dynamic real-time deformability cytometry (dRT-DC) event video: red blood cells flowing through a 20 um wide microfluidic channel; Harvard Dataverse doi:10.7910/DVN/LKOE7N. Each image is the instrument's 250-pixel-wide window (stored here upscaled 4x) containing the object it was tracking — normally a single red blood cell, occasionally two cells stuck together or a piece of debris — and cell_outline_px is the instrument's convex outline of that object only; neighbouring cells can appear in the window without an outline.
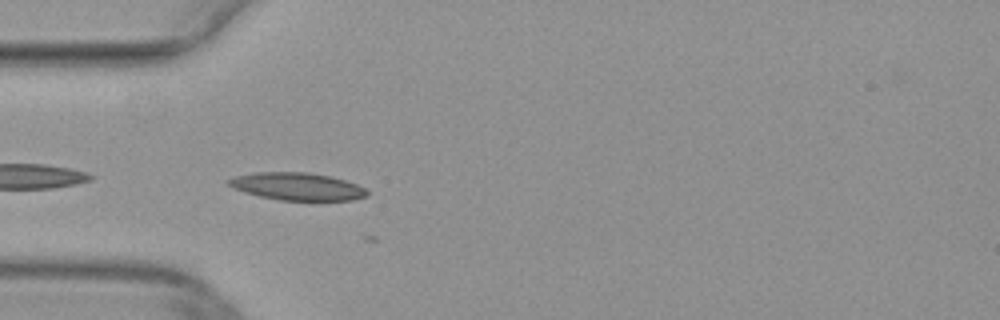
{"species": "common noctule bat (a hibernating species)", "species_latin": "Nyctalus noctula", "temperature_condition": "warm", "stored_images_in_passage": 9, "camera_frame_rate_fps": 3000, "um_per_image_px": 0.085, "animal": {"sex": "female", "body_mass_g": 29.2, "forearm_length_mm": 56.3}, "frame": {"image": 1, "passage_image": 1, "time_ms": 0.0, "image_size_px": [1000, 320], "cell_outline_px": [[368, 196], [352, 200], [280, 200], [260, 196], [244, 192], [228, 184], [224, 180], [236, 176], [256, 172], [308, 172], [332, 176], [356, 184], [364, 188], [368, 192]], "centroid_in_image_um": [25.27, 15.84], "position_along_channel_um": 59.7, "area_um2": 22.14}}
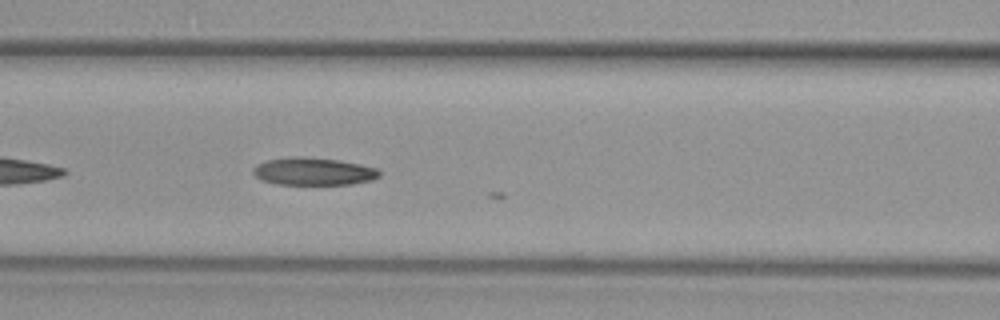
{"frame": {"image": 2, "passage_image": 7, "time_ms": 2.0, "image_size_px": [1000, 320], "cell_outline_px": [[380, 176], [372, 180], [352, 184], [276, 184], [260, 180], [252, 172], [252, 168], [256, 164], [268, 160], [288, 156], [300, 156], [340, 160], [380, 168]], "centroid_in_image_um": [26.64, 14.56], "position_along_channel_um": 140.0, "area_um2": 20.58}}